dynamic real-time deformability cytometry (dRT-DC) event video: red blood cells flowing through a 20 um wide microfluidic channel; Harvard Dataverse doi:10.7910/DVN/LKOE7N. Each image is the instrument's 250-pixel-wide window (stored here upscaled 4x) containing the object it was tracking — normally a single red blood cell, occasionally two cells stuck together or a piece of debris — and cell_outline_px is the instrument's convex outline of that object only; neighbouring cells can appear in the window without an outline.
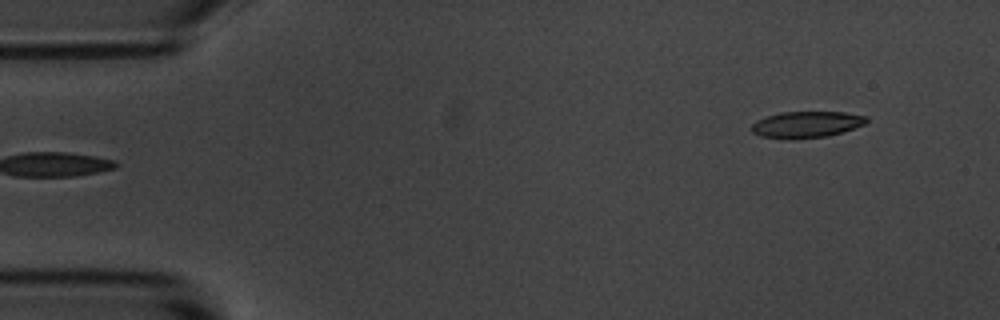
{"species": "common noctule bat (a hibernating species)", "species_latin": "Nyctalus noctula", "temperature_condition": "room temperature", "stored_images_in_passage": 6, "segment_of_instrument_passage": [2, 2], "camera_frame_rate_fps": 3000, "um_per_image_px": 0.085, "animal": {"sex": "male", "body_mass_g": 20.1, "forearm_length_mm": 53.5}, "frame": {"image": 1, "passage_image": 6, "time_ms": 1.667, "image_size_px": [1000, 320], "cell_outline_px": [[868, 120], [864, 124], [828, 136], [792, 140], [760, 136], [752, 132], [752, 124], [756, 120], [780, 112], [844, 112], [868, 116]], "centroid_in_image_um": [68.53, 10.59], "position_along_channel_um": 16.5, "area_um2": 17.69}}